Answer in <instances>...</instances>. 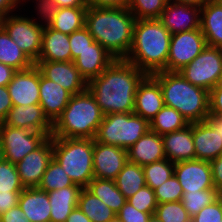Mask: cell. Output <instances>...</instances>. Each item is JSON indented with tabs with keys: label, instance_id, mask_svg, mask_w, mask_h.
I'll return each instance as SVG.
<instances>
[{
	"label": "cell",
	"instance_id": "4fadbf2b",
	"mask_svg": "<svg viewBox=\"0 0 222 222\" xmlns=\"http://www.w3.org/2000/svg\"><path fill=\"white\" fill-rule=\"evenodd\" d=\"M174 175L183 193L215 188L209 161L194 159L174 163Z\"/></svg>",
	"mask_w": 222,
	"mask_h": 222
},
{
	"label": "cell",
	"instance_id": "8fae6325",
	"mask_svg": "<svg viewBox=\"0 0 222 222\" xmlns=\"http://www.w3.org/2000/svg\"><path fill=\"white\" fill-rule=\"evenodd\" d=\"M201 29L171 34L166 71L179 72L206 47Z\"/></svg>",
	"mask_w": 222,
	"mask_h": 222
},
{
	"label": "cell",
	"instance_id": "3957f363",
	"mask_svg": "<svg viewBox=\"0 0 222 222\" xmlns=\"http://www.w3.org/2000/svg\"><path fill=\"white\" fill-rule=\"evenodd\" d=\"M171 33L159 19H137L127 62L146 74L166 71Z\"/></svg>",
	"mask_w": 222,
	"mask_h": 222
},
{
	"label": "cell",
	"instance_id": "94428289",
	"mask_svg": "<svg viewBox=\"0 0 222 222\" xmlns=\"http://www.w3.org/2000/svg\"><path fill=\"white\" fill-rule=\"evenodd\" d=\"M214 88H222V72H221L219 79L217 81V84Z\"/></svg>",
	"mask_w": 222,
	"mask_h": 222
},
{
	"label": "cell",
	"instance_id": "7dc6e473",
	"mask_svg": "<svg viewBox=\"0 0 222 222\" xmlns=\"http://www.w3.org/2000/svg\"><path fill=\"white\" fill-rule=\"evenodd\" d=\"M21 192H0V215L18 205Z\"/></svg>",
	"mask_w": 222,
	"mask_h": 222
},
{
	"label": "cell",
	"instance_id": "9a60e30c",
	"mask_svg": "<svg viewBox=\"0 0 222 222\" xmlns=\"http://www.w3.org/2000/svg\"><path fill=\"white\" fill-rule=\"evenodd\" d=\"M34 64L45 78L56 82L72 95L87 89V82L73 61H36Z\"/></svg>",
	"mask_w": 222,
	"mask_h": 222
},
{
	"label": "cell",
	"instance_id": "2e32d148",
	"mask_svg": "<svg viewBox=\"0 0 222 222\" xmlns=\"http://www.w3.org/2000/svg\"><path fill=\"white\" fill-rule=\"evenodd\" d=\"M6 126L26 128L34 132L52 134L53 123L45 115L40 104L13 105L2 122Z\"/></svg>",
	"mask_w": 222,
	"mask_h": 222
},
{
	"label": "cell",
	"instance_id": "8992f818",
	"mask_svg": "<svg viewBox=\"0 0 222 222\" xmlns=\"http://www.w3.org/2000/svg\"><path fill=\"white\" fill-rule=\"evenodd\" d=\"M93 148L94 139L53 137V158L82 188L94 178Z\"/></svg>",
	"mask_w": 222,
	"mask_h": 222
},
{
	"label": "cell",
	"instance_id": "d4e9b609",
	"mask_svg": "<svg viewBox=\"0 0 222 222\" xmlns=\"http://www.w3.org/2000/svg\"><path fill=\"white\" fill-rule=\"evenodd\" d=\"M18 206L30 222H50L51 205L47 192L37 187L24 188L20 193Z\"/></svg>",
	"mask_w": 222,
	"mask_h": 222
},
{
	"label": "cell",
	"instance_id": "681fc988",
	"mask_svg": "<svg viewBox=\"0 0 222 222\" xmlns=\"http://www.w3.org/2000/svg\"><path fill=\"white\" fill-rule=\"evenodd\" d=\"M13 107L7 86H0V123H2Z\"/></svg>",
	"mask_w": 222,
	"mask_h": 222
},
{
	"label": "cell",
	"instance_id": "ac0fdd59",
	"mask_svg": "<svg viewBox=\"0 0 222 222\" xmlns=\"http://www.w3.org/2000/svg\"><path fill=\"white\" fill-rule=\"evenodd\" d=\"M13 105L39 104V69L17 71L7 86Z\"/></svg>",
	"mask_w": 222,
	"mask_h": 222
},
{
	"label": "cell",
	"instance_id": "8d00e7d4",
	"mask_svg": "<svg viewBox=\"0 0 222 222\" xmlns=\"http://www.w3.org/2000/svg\"><path fill=\"white\" fill-rule=\"evenodd\" d=\"M146 185L152 190L162 185L174 174V163L168 159L142 166Z\"/></svg>",
	"mask_w": 222,
	"mask_h": 222
},
{
	"label": "cell",
	"instance_id": "816d5d0a",
	"mask_svg": "<svg viewBox=\"0 0 222 222\" xmlns=\"http://www.w3.org/2000/svg\"><path fill=\"white\" fill-rule=\"evenodd\" d=\"M0 221L2 222H30L26 217V214L17 205L11 208L9 211L0 215Z\"/></svg>",
	"mask_w": 222,
	"mask_h": 222
},
{
	"label": "cell",
	"instance_id": "6125c7cd",
	"mask_svg": "<svg viewBox=\"0 0 222 222\" xmlns=\"http://www.w3.org/2000/svg\"><path fill=\"white\" fill-rule=\"evenodd\" d=\"M4 160H5L4 152H3V148H2L1 143H0V163L3 162Z\"/></svg>",
	"mask_w": 222,
	"mask_h": 222
},
{
	"label": "cell",
	"instance_id": "5bb4252c",
	"mask_svg": "<svg viewBox=\"0 0 222 222\" xmlns=\"http://www.w3.org/2000/svg\"><path fill=\"white\" fill-rule=\"evenodd\" d=\"M92 160L95 178L115 180L128 161L127 150L94 139Z\"/></svg>",
	"mask_w": 222,
	"mask_h": 222
},
{
	"label": "cell",
	"instance_id": "6da1fadb",
	"mask_svg": "<svg viewBox=\"0 0 222 222\" xmlns=\"http://www.w3.org/2000/svg\"><path fill=\"white\" fill-rule=\"evenodd\" d=\"M147 74L124 59H115L98 77L87 82V89L104 115L133 113L135 94Z\"/></svg>",
	"mask_w": 222,
	"mask_h": 222
},
{
	"label": "cell",
	"instance_id": "74e56055",
	"mask_svg": "<svg viewBox=\"0 0 222 222\" xmlns=\"http://www.w3.org/2000/svg\"><path fill=\"white\" fill-rule=\"evenodd\" d=\"M168 0H130L128 9L137 19H159Z\"/></svg>",
	"mask_w": 222,
	"mask_h": 222
},
{
	"label": "cell",
	"instance_id": "7402d4cb",
	"mask_svg": "<svg viewBox=\"0 0 222 222\" xmlns=\"http://www.w3.org/2000/svg\"><path fill=\"white\" fill-rule=\"evenodd\" d=\"M196 159L212 161L222 154V138L206 121L192 123Z\"/></svg>",
	"mask_w": 222,
	"mask_h": 222
},
{
	"label": "cell",
	"instance_id": "f546056e",
	"mask_svg": "<svg viewBox=\"0 0 222 222\" xmlns=\"http://www.w3.org/2000/svg\"><path fill=\"white\" fill-rule=\"evenodd\" d=\"M0 62L17 71L29 69L34 65L2 27H0Z\"/></svg>",
	"mask_w": 222,
	"mask_h": 222
},
{
	"label": "cell",
	"instance_id": "277c9868",
	"mask_svg": "<svg viewBox=\"0 0 222 222\" xmlns=\"http://www.w3.org/2000/svg\"><path fill=\"white\" fill-rule=\"evenodd\" d=\"M163 93L164 105L174 108L189 124L205 121L209 113V91L188 82L180 72L151 74Z\"/></svg>",
	"mask_w": 222,
	"mask_h": 222
},
{
	"label": "cell",
	"instance_id": "11a10c76",
	"mask_svg": "<svg viewBox=\"0 0 222 222\" xmlns=\"http://www.w3.org/2000/svg\"><path fill=\"white\" fill-rule=\"evenodd\" d=\"M16 72L11 66L0 62V86H8Z\"/></svg>",
	"mask_w": 222,
	"mask_h": 222
},
{
	"label": "cell",
	"instance_id": "4316f807",
	"mask_svg": "<svg viewBox=\"0 0 222 222\" xmlns=\"http://www.w3.org/2000/svg\"><path fill=\"white\" fill-rule=\"evenodd\" d=\"M200 29L208 46L222 48V3L209 0L201 8Z\"/></svg>",
	"mask_w": 222,
	"mask_h": 222
},
{
	"label": "cell",
	"instance_id": "bcb514c9",
	"mask_svg": "<svg viewBox=\"0 0 222 222\" xmlns=\"http://www.w3.org/2000/svg\"><path fill=\"white\" fill-rule=\"evenodd\" d=\"M154 214L144 213L136 210L127 201L121 210L118 212L117 217L122 222H148L150 217Z\"/></svg>",
	"mask_w": 222,
	"mask_h": 222
},
{
	"label": "cell",
	"instance_id": "7bdbcfd3",
	"mask_svg": "<svg viewBox=\"0 0 222 222\" xmlns=\"http://www.w3.org/2000/svg\"><path fill=\"white\" fill-rule=\"evenodd\" d=\"M29 3L31 0H22V2ZM32 2L36 3V6L34 5L35 9L37 11V17L39 18V21H37L35 16L31 19H33L38 25L42 27H47L51 24V20L55 17V14L59 10L58 4L54 0H32ZM41 20V21H40Z\"/></svg>",
	"mask_w": 222,
	"mask_h": 222
},
{
	"label": "cell",
	"instance_id": "e7e4bbea",
	"mask_svg": "<svg viewBox=\"0 0 222 222\" xmlns=\"http://www.w3.org/2000/svg\"><path fill=\"white\" fill-rule=\"evenodd\" d=\"M109 222H122L117 216L111 219Z\"/></svg>",
	"mask_w": 222,
	"mask_h": 222
},
{
	"label": "cell",
	"instance_id": "5b68a950",
	"mask_svg": "<svg viewBox=\"0 0 222 222\" xmlns=\"http://www.w3.org/2000/svg\"><path fill=\"white\" fill-rule=\"evenodd\" d=\"M104 114L88 89L72 95L53 123L52 137L95 139Z\"/></svg>",
	"mask_w": 222,
	"mask_h": 222
},
{
	"label": "cell",
	"instance_id": "b9f144b4",
	"mask_svg": "<svg viewBox=\"0 0 222 222\" xmlns=\"http://www.w3.org/2000/svg\"><path fill=\"white\" fill-rule=\"evenodd\" d=\"M127 202L136 210L144 213L154 214L157 208L154 190H152L148 185H145L133 196L128 198Z\"/></svg>",
	"mask_w": 222,
	"mask_h": 222
},
{
	"label": "cell",
	"instance_id": "91938a15",
	"mask_svg": "<svg viewBox=\"0 0 222 222\" xmlns=\"http://www.w3.org/2000/svg\"><path fill=\"white\" fill-rule=\"evenodd\" d=\"M168 1H174L188 6L202 8L209 0H168Z\"/></svg>",
	"mask_w": 222,
	"mask_h": 222
},
{
	"label": "cell",
	"instance_id": "52a82bcc",
	"mask_svg": "<svg viewBox=\"0 0 222 222\" xmlns=\"http://www.w3.org/2000/svg\"><path fill=\"white\" fill-rule=\"evenodd\" d=\"M149 129V122L135 113L106 114L99 126L95 140L127 150Z\"/></svg>",
	"mask_w": 222,
	"mask_h": 222
},
{
	"label": "cell",
	"instance_id": "f6af8a7d",
	"mask_svg": "<svg viewBox=\"0 0 222 222\" xmlns=\"http://www.w3.org/2000/svg\"><path fill=\"white\" fill-rule=\"evenodd\" d=\"M191 222H222V195L193 216Z\"/></svg>",
	"mask_w": 222,
	"mask_h": 222
},
{
	"label": "cell",
	"instance_id": "83f0119b",
	"mask_svg": "<svg viewBox=\"0 0 222 222\" xmlns=\"http://www.w3.org/2000/svg\"><path fill=\"white\" fill-rule=\"evenodd\" d=\"M83 188L77 184L47 192L51 205L50 222H66L70 213L78 207L80 192Z\"/></svg>",
	"mask_w": 222,
	"mask_h": 222
},
{
	"label": "cell",
	"instance_id": "db71d44e",
	"mask_svg": "<svg viewBox=\"0 0 222 222\" xmlns=\"http://www.w3.org/2000/svg\"><path fill=\"white\" fill-rule=\"evenodd\" d=\"M22 5L26 6L22 0H0V16L4 18L7 15L18 12V9L21 10L20 6Z\"/></svg>",
	"mask_w": 222,
	"mask_h": 222
},
{
	"label": "cell",
	"instance_id": "60d3db41",
	"mask_svg": "<svg viewBox=\"0 0 222 222\" xmlns=\"http://www.w3.org/2000/svg\"><path fill=\"white\" fill-rule=\"evenodd\" d=\"M157 204L182 201L183 190L173 174L162 185L154 189Z\"/></svg>",
	"mask_w": 222,
	"mask_h": 222
},
{
	"label": "cell",
	"instance_id": "f907efd6",
	"mask_svg": "<svg viewBox=\"0 0 222 222\" xmlns=\"http://www.w3.org/2000/svg\"><path fill=\"white\" fill-rule=\"evenodd\" d=\"M209 113L222 115V88H213L209 92Z\"/></svg>",
	"mask_w": 222,
	"mask_h": 222
},
{
	"label": "cell",
	"instance_id": "cb8c5ba5",
	"mask_svg": "<svg viewBox=\"0 0 222 222\" xmlns=\"http://www.w3.org/2000/svg\"><path fill=\"white\" fill-rule=\"evenodd\" d=\"M162 137L166 159L173 163L196 159L192 123Z\"/></svg>",
	"mask_w": 222,
	"mask_h": 222
},
{
	"label": "cell",
	"instance_id": "d590c367",
	"mask_svg": "<svg viewBox=\"0 0 222 222\" xmlns=\"http://www.w3.org/2000/svg\"><path fill=\"white\" fill-rule=\"evenodd\" d=\"M221 194L216 188L205 189L196 192H184L182 203L187 213L193 217L198 214L204 207L212 204Z\"/></svg>",
	"mask_w": 222,
	"mask_h": 222
},
{
	"label": "cell",
	"instance_id": "f1b7e54d",
	"mask_svg": "<svg viewBox=\"0 0 222 222\" xmlns=\"http://www.w3.org/2000/svg\"><path fill=\"white\" fill-rule=\"evenodd\" d=\"M86 188L116 214H118L127 201L117 188L115 180L94 177Z\"/></svg>",
	"mask_w": 222,
	"mask_h": 222
},
{
	"label": "cell",
	"instance_id": "680465c9",
	"mask_svg": "<svg viewBox=\"0 0 222 222\" xmlns=\"http://www.w3.org/2000/svg\"><path fill=\"white\" fill-rule=\"evenodd\" d=\"M59 8L65 7H87L86 0H54Z\"/></svg>",
	"mask_w": 222,
	"mask_h": 222
},
{
	"label": "cell",
	"instance_id": "1f68e13d",
	"mask_svg": "<svg viewBox=\"0 0 222 222\" xmlns=\"http://www.w3.org/2000/svg\"><path fill=\"white\" fill-rule=\"evenodd\" d=\"M78 208L91 220V222H109L117 214L105 205L87 188H83L79 195Z\"/></svg>",
	"mask_w": 222,
	"mask_h": 222
},
{
	"label": "cell",
	"instance_id": "e575fe53",
	"mask_svg": "<svg viewBox=\"0 0 222 222\" xmlns=\"http://www.w3.org/2000/svg\"><path fill=\"white\" fill-rule=\"evenodd\" d=\"M74 183L61 165L53 158L42 176L38 189L51 192L62 189L68 186H73Z\"/></svg>",
	"mask_w": 222,
	"mask_h": 222
},
{
	"label": "cell",
	"instance_id": "d6986e66",
	"mask_svg": "<svg viewBox=\"0 0 222 222\" xmlns=\"http://www.w3.org/2000/svg\"><path fill=\"white\" fill-rule=\"evenodd\" d=\"M163 107V93L159 82L151 74H147L138 85L133 113L150 122Z\"/></svg>",
	"mask_w": 222,
	"mask_h": 222
},
{
	"label": "cell",
	"instance_id": "ba28073f",
	"mask_svg": "<svg viewBox=\"0 0 222 222\" xmlns=\"http://www.w3.org/2000/svg\"><path fill=\"white\" fill-rule=\"evenodd\" d=\"M1 27L33 63L38 60L44 27L19 11L2 18Z\"/></svg>",
	"mask_w": 222,
	"mask_h": 222
},
{
	"label": "cell",
	"instance_id": "836d02e7",
	"mask_svg": "<svg viewBox=\"0 0 222 222\" xmlns=\"http://www.w3.org/2000/svg\"><path fill=\"white\" fill-rule=\"evenodd\" d=\"M150 130L160 136L181 130L189 125L188 121L174 108L165 106L149 122Z\"/></svg>",
	"mask_w": 222,
	"mask_h": 222
},
{
	"label": "cell",
	"instance_id": "9f6ffc18",
	"mask_svg": "<svg viewBox=\"0 0 222 222\" xmlns=\"http://www.w3.org/2000/svg\"><path fill=\"white\" fill-rule=\"evenodd\" d=\"M205 121L214 129L217 130L218 134L222 138V115L215 113H208Z\"/></svg>",
	"mask_w": 222,
	"mask_h": 222
},
{
	"label": "cell",
	"instance_id": "f5cc1de1",
	"mask_svg": "<svg viewBox=\"0 0 222 222\" xmlns=\"http://www.w3.org/2000/svg\"><path fill=\"white\" fill-rule=\"evenodd\" d=\"M130 0H86L87 7H121L128 8Z\"/></svg>",
	"mask_w": 222,
	"mask_h": 222
},
{
	"label": "cell",
	"instance_id": "ab89813d",
	"mask_svg": "<svg viewBox=\"0 0 222 222\" xmlns=\"http://www.w3.org/2000/svg\"><path fill=\"white\" fill-rule=\"evenodd\" d=\"M22 185L16 164L4 160L0 163V192H22Z\"/></svg>",
	"mask_w": 222,
	"mask_h": 222
},
{
	"label": "cell",
	"instance_id": "7a4b0ae2",
	"mask_svg": "<svg viewBox=\"0 0 222 222\" xmlns=\"http://www.w3.org/2000/svg\"><path fill=\"white\" fill-rule=\"evenodd\" d=\"M136 18L128 8L87 7L85 27L115 59H125L133 42Z\"/></svg>",
	"mask_w": 222,
	"mask_h": 222
},
{
	"label": "cell",
	"instance_id": "7c38bea8",
	"mask_svg": "<svg viewBox=\"0 0 222 222\" xmlns=\"http://www.w3.org/2000/svg\"><path fill=\"white\" fill-rule=\"evenodd\" d=\"M53 159V137L49 136L37 149L16 164L24 188L38 187L49 162Z\"/></svg>",
	"mask_w": 222,
	"mask_h": 222
},
{
	"label": "cell",
	"instance_id": "f35d334b",
	"mask_svg": "<svg viewBox=\"0 0 222 222\" xmlns=\"http://www.w3.org/2000/svg\"><path fill=\"white\" fill-rule=\"evenodd\" d=\"M154 216L161 222H191L182 201L157 204Z\"/></svg>",
	"mask_w": 222,
	"mask_h": 222
},
{
	"label": "cell",
	"instance_id": "30bf717a",
	"mask_svg": "<svg viewBox=\"0 0 222 222\" xmlns=\"http://www.w3.org/2000/svg\"><path fill=\"white\" fill-rule=\"evenodd\" d=\"M47 138L45 133L0 123V143L4 158L13 164H17L27 154L37 149Z\"/></svg>",
	"mask_w": 222,
	"mask_h": 222
},
{
	"label": "cell",
	"instance_id": "be15d7a7",
	"mask_svg": "<svg viewBox=\"0 0 222 222\" xmlns=\"http://www.w3.org/2000/svg\"><path fill=\"white\" fill-rule=\"evenodd\" d=\"M148 222H161L157 217H155L154 215H152L150 217V219L148 220Z\"/></svg>",
	"mask_w": 222,
	"mask_h": 222
},
{
	"label": "cell",
	"instance_id": "6f0895ef",
	"mask_svg": "<svg viewBox=\"0 0 222 222\" xmlns=\"http://www.w3.org/2000/svg\"><path fill=\"white\" fill-rule=\"evenodd\" d=\"M66 222H91V220L76 207L66 219Z\"/></svg>",
	"mask_w": 222,
	"mask_h": 222
},
{
	"label": "cell",
	"instance_id": "44dd1931",
	"mask_svg": "<svg viewBox=\"0 0 222 222\" xmlns=\"http://www.w3.org/2000/svg\"><path fill=\"white\" fill-rule=\"evenodd\" d=\"M114 60L104 47L94 41L73 60V63L80 75L89 82L98 77Z\"/></svg>",
	"mask_w": 222,
	"mask_h": 222
},
{
	"label": "cell",
	"instance_id": "603a6c76",
	"mask_svg": "<svg viewBox=\"0 0 222 222\" xmlns=\"http://www.w3.org/2000/svg\"><path fill=\"white\" fill-rule=\"evenodd\" d=\"M128 161L140 166L166 159L162 137L150 129L129 149Z\"/></svg>",
	"mask_w": 222,
	"mask_h": 222
},
{
	"label": "cell",
	"instance_id": "4dcf8cb0",
	"mask_svg": "<svg viewBox=\"0 0 222 222\" xmlns=\"http://www.w3.org/2000/svg\"><path fill=\"white\" fill-rule=\"evenodd\" d=\"M87 7L59 8L55 17L51 20L50 28L70 35L85 26V14Z\"/></svg>",
	"mask_w": 222,
	"mask_h": 222
},
{
	"label": "cell",
	"instance_id": "484cf974",
	"mask_svg": "<svg viewBox=\"0 0 222 222\" xmlns=\"http://www.w3.org/2000/svg\"><path fill=\"white\" fill-rule=\"evenodd\" d=\"M37 61H72L69 35L44 27L40 55Z\"/></svg>",
	"mask_w": 222,
	"mask_h": 222
},
{
	"label": "cell",
	"instance_id": "ee69618b",
	"mask_svg": "<svg viewBox=\"0 0 222 222\" xmlns=\"http://www.w3.org/2000/svg\"><path fill=\"white\" fill-rule=\"evenodd\" d=\"M94 41V38L89 34V31L85 26L82 29L71 33L69 35V44L72 53V61L82 51L89 48V45H91Z\"/></svg>",
	"mask_w": 222,
	"mask_h": 222
},
{
	"label": "cell",
	"instance_id": "ffe728a7",
	"mask_svg": "<svg viewBox=\"0 0 222 222\" xmlns=\"http://www.w3.org/2000/svg\"><path fill=\"white\" fill-rule=\"evenodd\" d=\"M39 104L54 123L67 106L72 94L56 82L45 78L39 71Z\"/></svg>",
	"mask_w": 222,
	"mask_h": 222
},
{
	"label": "cell",
	"instance_id": "e0dca14e",
	"mask_svg": "<svg viewBox=\"0 0 222 222\" xmlns=\"http://www.w3.org/2000/svg\"><path fill=\"white\" fill-rule=\"evenodd\" d=\"M200 10L199 7L168 1L159 20L171 34L191 31L200 28Z\"/></svg>",
	"mask_w": 222,
	"mask_h": 222
},
{
	"label": "cell",
	"instance_id": "d6a6232c",
	"mask_svg": "<svg viewBox=\"0 0 222 222\" xmlns=\"http://www.w3.org/2000/svg\"><path fill=\"white\" fill-rule=\"evenodd\" d=\"M115 183L125 198H130L146 185L142 166L127 161L124 168L117 175Z\"/></svg>",
	"mask_w": 222,
	"mask_h": 222
},
{
	"label": "cell",
	"instance_id": "9c48e42d",
	"mask_svg": "<svg viewBox=\"0 0 222 222\" xmlns=\"http://www.w3.org/2000/svg\"><path fill=\"white\" fill-rule=\"evenodd\" d=\"M179 72L191 84L210 92L222 72V48L206 45L202 52Z\"/></svg>",
	"mask_w": 222,
	"mask_h": 222
},
{
	"label": "cell",
	"instance_id": "c3c4849f",
	"mask_svg": "<svg viewBox=\"0 0 222 222\" xmlns=\"http://www.w3.org/2000/svg\"><path fill=\"white\" fill-rule=\"evenodd\" d=\"M213 183L216 190L222 195V154L210 161Z\"/></svg>",
	"mask_w": 222,
	"mask_h": 222
}]
</instances>
